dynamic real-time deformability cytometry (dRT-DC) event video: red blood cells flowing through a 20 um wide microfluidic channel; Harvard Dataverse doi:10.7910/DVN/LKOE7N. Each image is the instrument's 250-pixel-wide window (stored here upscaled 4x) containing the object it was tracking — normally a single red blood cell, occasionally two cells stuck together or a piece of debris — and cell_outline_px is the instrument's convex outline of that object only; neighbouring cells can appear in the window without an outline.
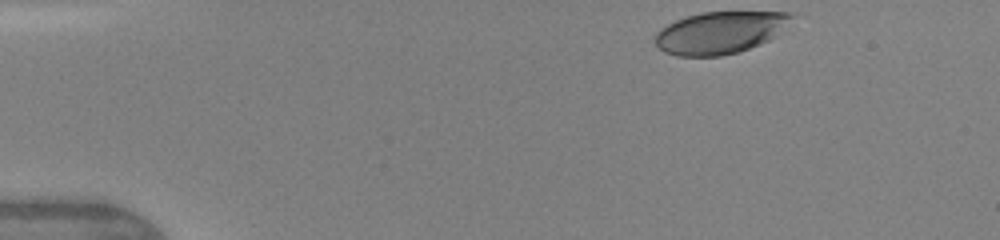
{"species": "human", "species_latin": "Homo sapiens", "temperature_condition": "warm", "stored_images_in_passage": 5, "camera_frame_rate_fps": 3000, "um_per_image_px": 0.085, "donor": {"sex": "female"}, "frame": {"image": 1, "passage_image": 1, "time_ms": 0.0, "image_size_px": [1000, 240], "cell_outline_px": [[796, 16], [768, 40], [760, 44], [736, 52], [720, 56], [676, 56], [664, 52], [656, 44], [656, 32], [660, 28], [676, 20], [700, 12], [788, 12]], "centroid_in_image_um": [61.16, 2.76], "position_along_channel_um": 23.8, "area_um2": 33.06}}
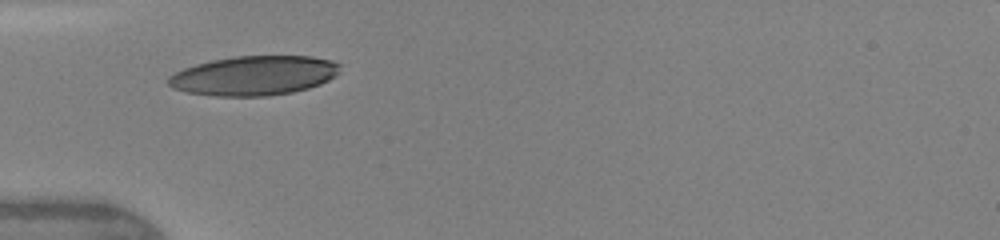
{"frame": {"image": 2, "passage_image": 4, "time_ms": 3.0, "image_size_px": [1000, 240], "cell_outline_px": [[340, 72], [336, 76], [320, 84], [308, 88], [292, 92], [268, 96], [216, 96], [188, 92], [172, 88], [168, 84], [168, 76], [184, 68], [196, 64], [212, 60], [236, 56], [312, 56], [332, 60], [340, 64]], "centroid_in_image_um": [21.61, 6.42], "position_along_channel_um": 63.4, "area_um2": 39.54}}